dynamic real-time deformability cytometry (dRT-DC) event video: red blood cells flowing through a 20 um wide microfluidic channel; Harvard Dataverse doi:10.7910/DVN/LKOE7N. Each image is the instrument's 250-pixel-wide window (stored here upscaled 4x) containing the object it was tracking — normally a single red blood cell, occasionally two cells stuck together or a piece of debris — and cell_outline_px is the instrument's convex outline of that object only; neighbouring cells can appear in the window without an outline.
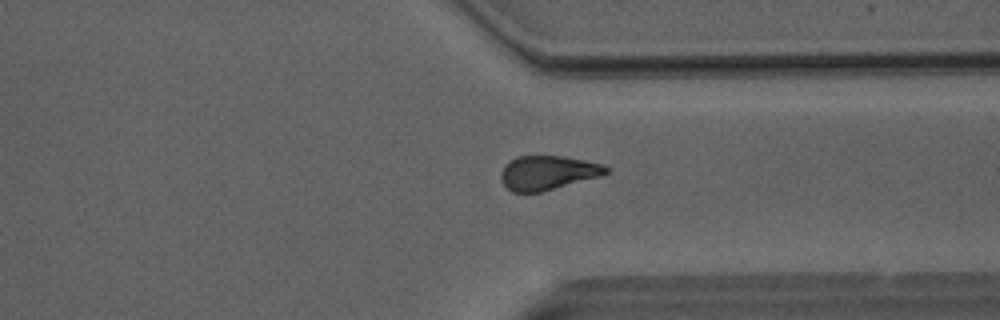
{"species": "Egyptian fruit bat (a non-hibernating species)", "species_latin": "Rousettus aegyptiacus", "temperature_condition": "room temperature", "stored_images_in_passage": 47, "camera_frame_rate_fps": 3000, "um_per_image_px": 0.085, "animal": {"sex": "male"}, "frame": {"image": 1, "passage_image": 36, "time_ms": 11.667, "image_size_px": [1000, 320], "cell_outline_px": [[612, 168], [608, 172], [600, 176], [540, 192], [512, 192], [504, 184], [500, 176], [500, 172], [504, 164], [516, 156], [564, 156], [604, 164]], "centroid_in_image_um": [46.56, 14.67], "position_along_channel_um": 364.8, "area_um2": 20.98}}
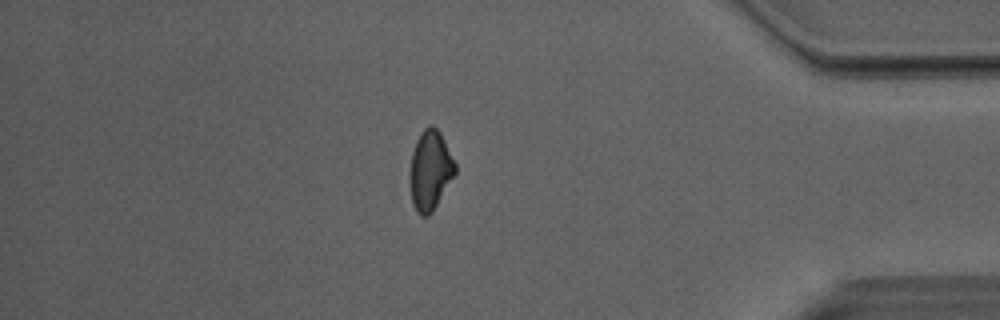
{"frame": {"image": 2, "passage_image": 41, "time_ms": 13.333, "image_size_px": [1000, 320], "cell_outline_px": [[456, 172], [432, 212], [428, 216], [420, 216], [416, 212], [412, 204], [408, 180], [408, 172], [412, 152], [416, 140], [420, 132], [428, 124], [432, 124], [440, 132], [456, 164]], "centroid_in_image_um": [36.52, 14.48], "position_along_channel_um": 398.7, "area_um2": 21.39}, "authors_computed_cell_mechanics": {"area_um2": 21.8484, "velocity_mm_per_s": 4.0821, "shape_relaxation_time_tau1_ms": null, "shape_relaxation_time_tau2_ms": 4.7684, "deformation_change_tau1": null, "deformation_change_tau2": 0.1412}}